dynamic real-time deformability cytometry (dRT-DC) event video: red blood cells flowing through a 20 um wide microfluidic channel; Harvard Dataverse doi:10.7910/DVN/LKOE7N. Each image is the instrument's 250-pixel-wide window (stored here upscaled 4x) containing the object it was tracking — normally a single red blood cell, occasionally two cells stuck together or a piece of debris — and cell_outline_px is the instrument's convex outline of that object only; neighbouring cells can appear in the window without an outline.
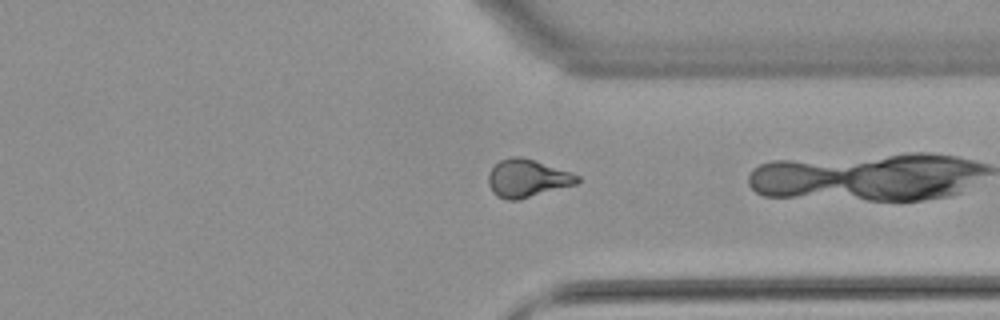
{"species": "common noctule bat (a hibernating species)", "species_latin": "Nyctalus noctula", "temperature_condition": "warm", "stored_images_in_passage": 39, "camera_frame_rate_fps": 3000, "um_per_image_px": 0.085, "animal": {"sex": "female", "body_mass_g": 22.7, "forearm_length_mm": 54.2}, "frame": {"image": 1, "passage_image": 38, "time_ms": 12.333, "image_size_px": [1000, 320], "cell_outline_px": [[580, 180], [576, 184], [520, 200], [508, 200], [496, 196], [492, 192], [488, 184], [488, 172], [500, 160], [512, 156], [520, 156], [572, 172], [580, 176]], "centroid_in_image_um": [44.81, 15.17], "position_along_channel_um": 366.6, "area_um2": 19.71}}